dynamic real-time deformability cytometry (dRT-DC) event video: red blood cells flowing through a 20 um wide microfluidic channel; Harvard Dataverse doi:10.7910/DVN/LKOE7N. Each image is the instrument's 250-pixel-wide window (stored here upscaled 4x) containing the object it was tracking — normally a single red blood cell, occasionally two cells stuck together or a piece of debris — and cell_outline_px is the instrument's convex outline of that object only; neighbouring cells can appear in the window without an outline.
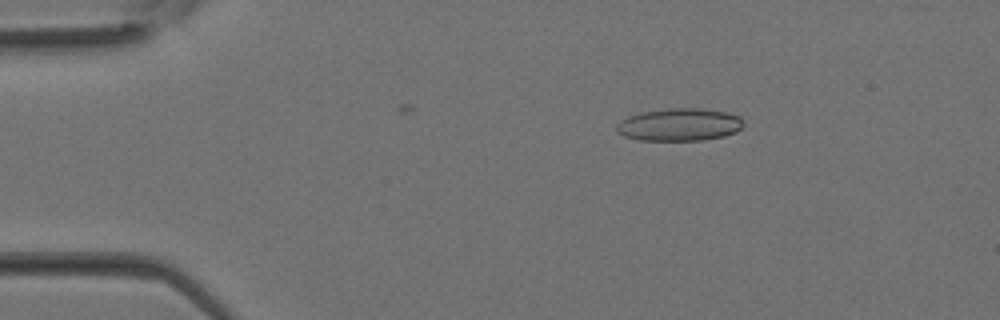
{"species": "Egyptian fruit bat (a non-hibernating species)", "species_latin": "Rousettus aegyptiacus", "temperature_condition": "room temperature", "stored_images_in_passage": 7, "camera_frame_rate_fps": 3000, "um_per_image_px": 0.085, "animal": {"sex": "female"}, "frame": {"image": 1, "passage_image": 6, "time_ms": 1.667, "image_size_px": [1000, 320], "cell_outline_px": [[744, 124], [736, 132], [724, 136], [704, 140], [640, 140], [624, 136], [616, 132], [616, 124], [620, 120], [628, 116], [640, 112], [672, 108], [696, 108], [728, 112], [740, 116]], "centroid_in_image_um": [57.74, 10.59], "position_along_channel_um": 27.3, "area_um2": 24.22}}